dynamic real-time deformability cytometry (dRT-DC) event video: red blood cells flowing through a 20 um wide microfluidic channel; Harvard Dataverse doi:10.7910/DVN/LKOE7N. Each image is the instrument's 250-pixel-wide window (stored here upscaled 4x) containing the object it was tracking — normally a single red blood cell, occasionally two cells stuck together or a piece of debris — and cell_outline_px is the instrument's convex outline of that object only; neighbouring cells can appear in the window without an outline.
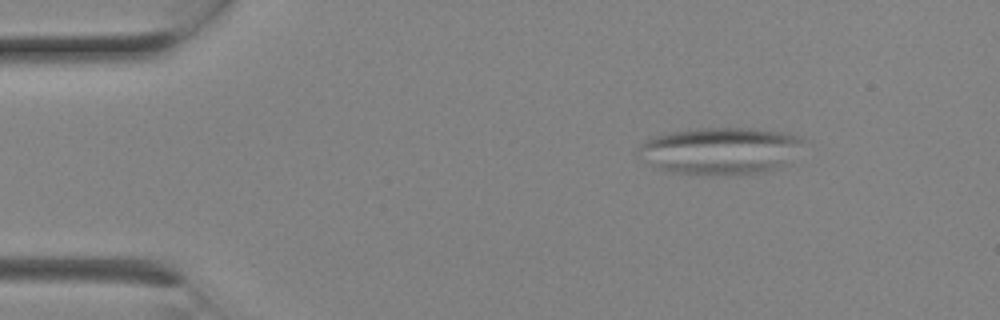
{"species": "Egyptian fruit bat (a non-hibernating species)", "species_latin": "Rousettus aegyptiacus", "temperature_condition": "room temperature", "stored_images_in_passage": 2, "camera_frame_rate_fps": 3000, "um_per_image_px": 0.085, "animal": {"sex": "female"}, "frame": {"image": 1, "passage_image": 1, "time_ms": 0.0, "image_size_px": [1000, 320], "cell_outline_px": [[808, 140], [784, 164], [776, 168], [764, 172], [676, 172], [660, 168], [636, 156], [636, 148], [648, 140], [656, 136], [672, 132], [700, 128], [752, 128], [784, 132]], "centroid_in_image_um": [61.24, 12.76], "position_along_channel_um": 23.8, "area_um2": 43.81}}